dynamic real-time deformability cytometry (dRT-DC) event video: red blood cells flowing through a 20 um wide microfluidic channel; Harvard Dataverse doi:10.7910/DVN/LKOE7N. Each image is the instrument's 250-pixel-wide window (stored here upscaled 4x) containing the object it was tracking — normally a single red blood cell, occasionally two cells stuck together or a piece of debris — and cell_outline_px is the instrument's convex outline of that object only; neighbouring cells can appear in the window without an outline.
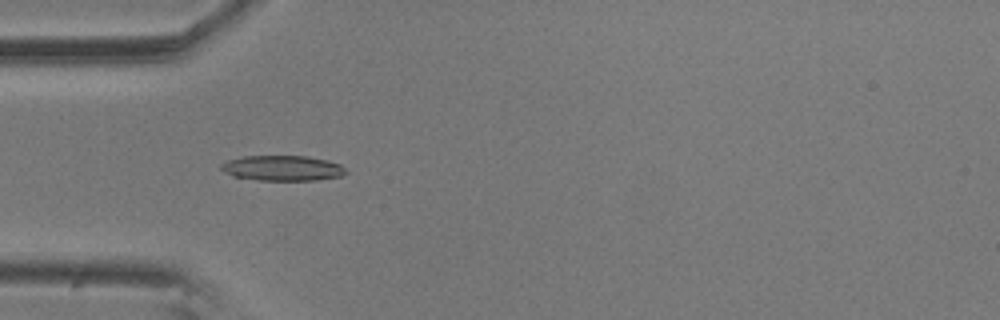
{"species": "common noctule bat (a hibernating species)", "species_latin": "Nyctalus noctula", "temperature_condition": "room temperature", "stored_images_in_passage": 10, "camera_frame_rate_fps": 3000, "um_per_image_px": 0.085, "animal": {"sex": "male", "body_mass_g": 20.5, "forearm_length_mm": 52.5}, "frame": {"image": 1, "passage_image": 4, "time_ms": 1.0, "image_size_px": [1000, 320], "cell_outline_px": [[348, 172], [340, 176], [316, 180], [260, 180], [232, 176], [224, 172], [220, 168], [220, 164], [228, 160], [244, 156], [304, 156], [328, 160], [340, 164]], "centroid_in_image_um": [24.0, 14.29], "position_along_channel_um": 61.0, "area_um2": 18.32}}
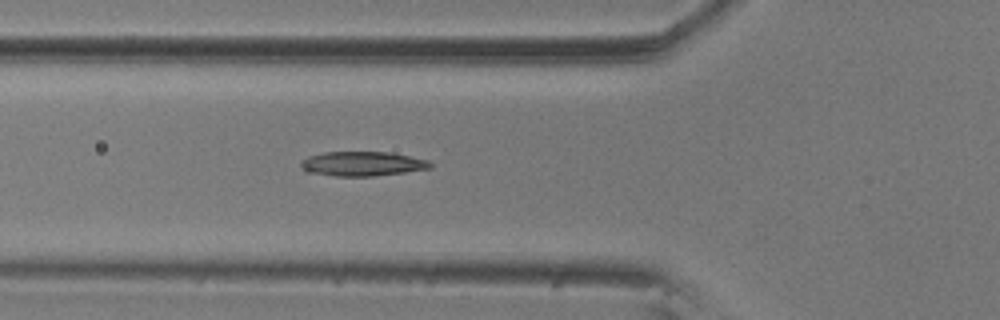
{"frame": {"image": 2, "passage_image": 7, "time_ms": 2.0, "image_size_px": [1000, 320], "cell_outline_px": [[432, 168], [404, 172], [372, 176], [336, 176], [308, 172], [300, 164], [308, 156], [324, 152], [388, 152], [428, 160], [432, 164]], "centroid_in_image_um": [30.82, 13.92], "position_along_channel_um": 95.0, "area_um2": 18.21}}